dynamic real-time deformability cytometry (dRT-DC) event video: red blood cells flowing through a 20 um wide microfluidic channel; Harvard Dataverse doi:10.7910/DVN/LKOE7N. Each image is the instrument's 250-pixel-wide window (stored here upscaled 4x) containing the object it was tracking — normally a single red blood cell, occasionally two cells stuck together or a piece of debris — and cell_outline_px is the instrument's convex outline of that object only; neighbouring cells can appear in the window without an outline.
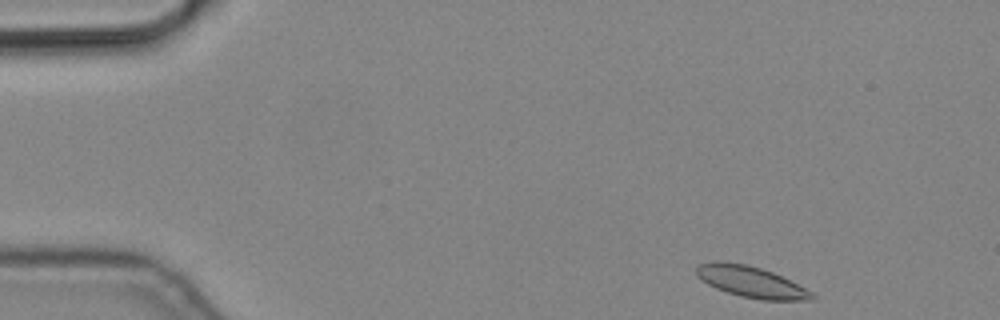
{"species": "common noctule bat (a hibernating species)", "species_latin": "Nyctalus noctula", "temperature_condition": "cold", "stored_images_in_passage": 3, "camera_frame_rate_fps": 3000, "um_per_image_px": 0.085, "animal": {"sex": "male", "body_mass_g": 19.2, "forearm_length_mm": 51.8}, "frame": {"image": 1, "passage_image": 1, "time_ms": 0.0, "image_size_px": [1000, 320], "cell_outline_px": [[816, 296], [812, 300], [764, 300], [740, 296], [716, 288], [700, 280], [696, 276], [696, 268], [700, 264], [712, 260], [720, 260], [748, 264], [772, 272], [812, 292]], "centroid_in_image_um": [63.77, 23.94], "position_along_channel_um": 21.2, "area_um2": 20.92}}